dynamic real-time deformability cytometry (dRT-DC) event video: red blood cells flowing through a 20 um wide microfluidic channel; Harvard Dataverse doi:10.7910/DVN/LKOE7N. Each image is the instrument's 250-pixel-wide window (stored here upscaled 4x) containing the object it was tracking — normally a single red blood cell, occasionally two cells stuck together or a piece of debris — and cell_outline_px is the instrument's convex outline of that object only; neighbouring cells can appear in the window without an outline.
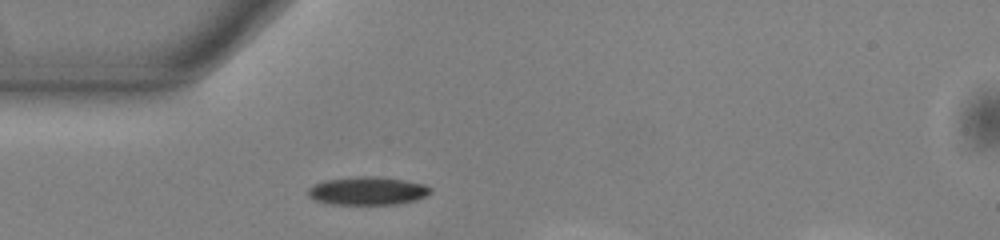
{"species": "common noctule bat (a hibernating species)", "species_latin": "Nyctalus noctula", "temperature_condition": "warm", "stored_images_in_passage": 9, "camera_frame_rate_fps": 3000, "um_per_image_px": 0.085, "animal": {"sex": "male", "body_mass_g": 13.0, "forearm_length_mm": 53.1}, "frame": {"image": 1, "passage_image": 1, "time_ms": 0.0, "image_size_px": [1000, 240], "cell_outline_px": [[432, 192], [416, 200], [396, 204], [328, 204], [316, 200], [308, 196], [308, 188], [324, 180], [360, 176], [380, 176], [404, 180], [424, 184], [432, 188]], "centroid_in_image_um": [31.25, 16.22], "position_along_channel_um": 53.7, "area_um2": 20.11}}
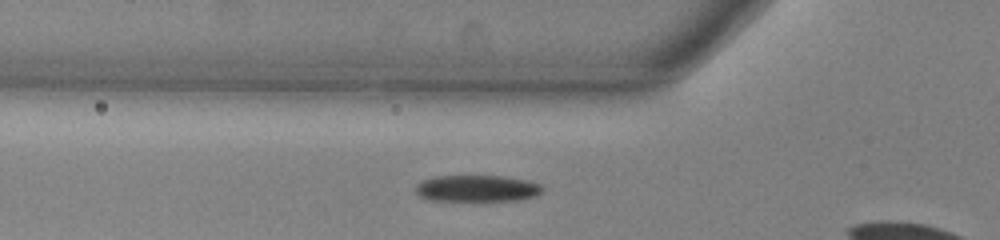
{"frame": {"image": 2, "passage_image": 4, "time_ms": 1.0, "image_size_px": [1000, 240], "cell_outline_px": [[544, 188], [536, 196], [516, 200], [432, 200], [420, 196], [416, 192], [416, 184], [424, 180], [436, 176], [504, 176], [528, 180], [540, 184]], "centroid_in_image_um": [40.57, 16.0], "position_along_channel_um": 85.2, "area_um2": 19.42}}
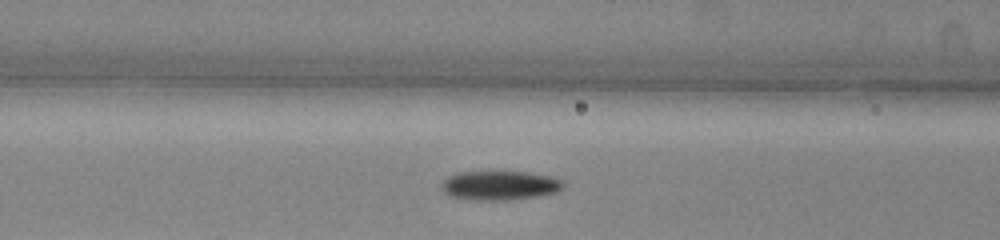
{"frame": {"image": 3, "passage_image": 7, "time_ms": 2.0, "image_size_px": [1000, 240], "cell_outline_px": [[564, 184], [556, 192], [540, 196], [508, 200], [468, 200], [448, 196], [444, 192], [444, 180], [448, 176], [460, 172], [524, 172], [552, 176], [560, 180]], "centroid_in_image_um": [42.47, 15.77], "position_along_channel_um": 124.1, "area_um2": 20.58}}